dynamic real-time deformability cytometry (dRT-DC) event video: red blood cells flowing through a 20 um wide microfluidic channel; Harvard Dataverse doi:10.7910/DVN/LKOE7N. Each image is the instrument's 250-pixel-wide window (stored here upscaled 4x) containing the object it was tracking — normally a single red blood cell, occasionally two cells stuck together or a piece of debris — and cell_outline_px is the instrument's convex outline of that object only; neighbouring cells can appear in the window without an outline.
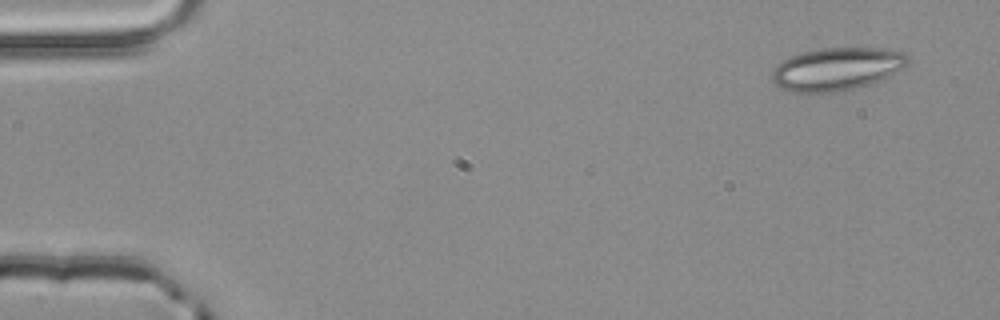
{"species": "common noctule bat (a hibernating species)", "species_latin": "Nyctalus noctula", "temperature_condition": "room temperature", "stored_images_in_passage": 4, "camera_frame_rate_fps": 3000, "um_per_image_px": 0.085, "animal": {"sex": "male", "body_mass_g": 20.4}, "frame": {"image": 1, "passage_image": 1, "time_ms": 0.0, "image_size_px": [1000, 320], "cell_outline_px": [[912, 60], [904, 68], [880, 80], [856, 88], [832, 92], [792, 92], [780, 88], [772, 80], [772, 72], [776, 64], [792, 56], [804, 52], [820, 48], [888, 48], [904, 52]], "centroid_in_image_um": [71.17, 5.85], "position_along_channel_um": 13.8, "area_um2": 33.99}}